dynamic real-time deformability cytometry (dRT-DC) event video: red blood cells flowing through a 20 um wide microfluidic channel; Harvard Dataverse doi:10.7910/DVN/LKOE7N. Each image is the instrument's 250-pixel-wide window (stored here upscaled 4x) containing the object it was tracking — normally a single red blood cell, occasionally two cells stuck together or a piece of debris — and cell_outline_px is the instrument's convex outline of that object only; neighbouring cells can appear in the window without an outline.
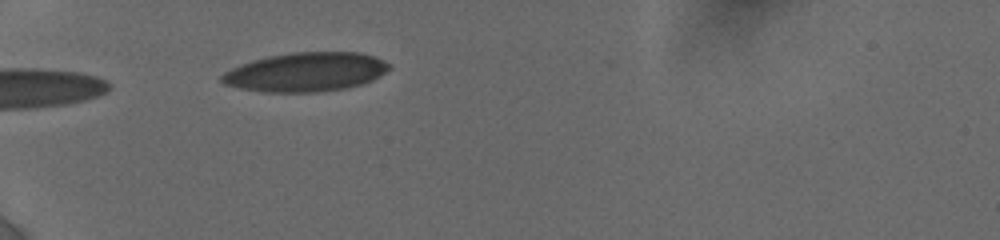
{"species": "human", "species_latin": "Homo sapiens", "temperature_condition": "cold", "stored_images_in_passage": 7, "camera_frame_rate_fps": 3000, "um_per_image_px": 0.085, "donor": {"sex": "female"}, "frame": {"image": 1, "passage_image": 6, "time_ms": 4.667, "image_size_px": [1000, 240], "cell_outline_px": [[392, 68], [372, 80], [360, 84], [344, 88], [316, 92], [264, 92], [240, 88], [224, 84], [220, 80], [220, 76], [224, 72], [240, 64], [252, 60], [268, 56], [292, 52], [360, 52], [376, 56], [392, 64]], "centroid_in_image_um": [26.01, 6.11], "position_along_channel_um": 59.0, "area_um2": 38.26}}